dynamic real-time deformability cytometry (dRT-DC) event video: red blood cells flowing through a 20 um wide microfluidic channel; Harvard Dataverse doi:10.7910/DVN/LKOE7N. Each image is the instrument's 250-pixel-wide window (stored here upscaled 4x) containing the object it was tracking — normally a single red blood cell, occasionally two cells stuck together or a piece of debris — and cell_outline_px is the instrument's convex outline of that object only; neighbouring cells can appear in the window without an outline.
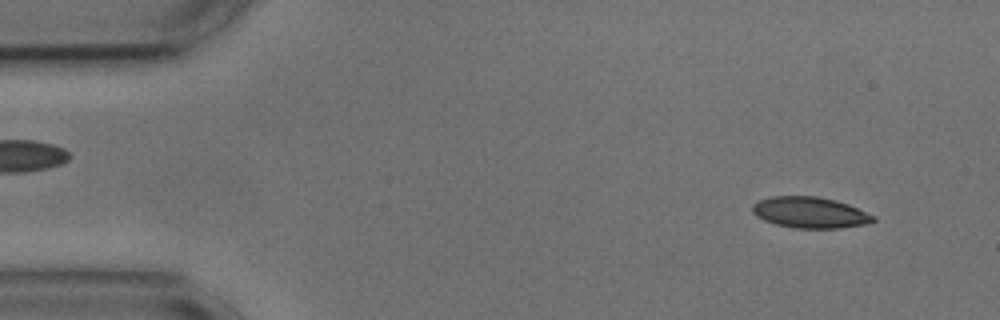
{"species": "common noctule bat (a hibernating species)", "species_latin": "Nyctalus noctula", "temperature_condition": "cold", "stored_images_in_passage": 53, "camera_frame_rate_fps": 3000, "um_per_image_px": 0.085, "animal": {"sex": "male", "body_mass_g": 17.9, "forearm_length_mm": 54.2}, "frame": {"image": 1, "passage_image": 4, "time_ms": 1.0, "image_size_px": [1000, 320], "cell_outline_px": [[876, 220], [868, 224], [840, 228], [792, 228], [776, 224], [764, 220], [756, 216], [752, 212], [752, 204], [756, 200], [772, 196], [816, 196], [836, 200], [848, 204], [876, 216]], "centroid_in_image_um": [68.84, 18.06], "position_along_channel_um": 16.2, "area_um2": 22.14}}
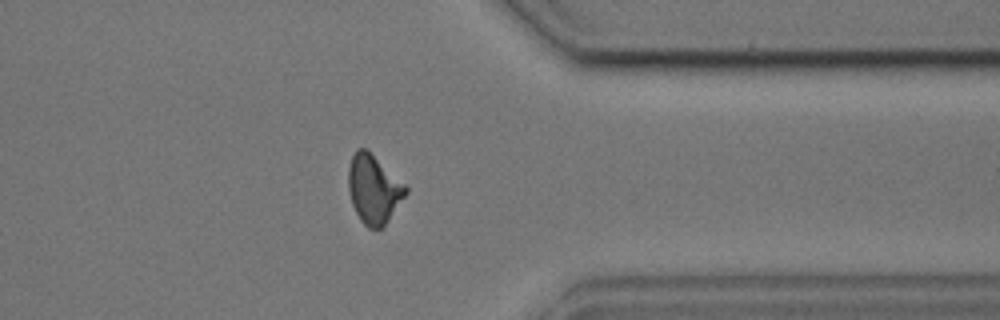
{"frame": {"image": 2, "passage_image": 42, "time_ms": 13.667, "image_size_px": [1000, 320], "cell_outline_px": [[408, 192], [388, 220], [380, 228], [368, 228], [360, 220], [352, 204], [348, 192], [348, 168], [352, 156], [356, 148], [368, 148], [408, 188]], "centroid_in_image_um": [31.74, 16.04], "position_along_channel_um": 379.7, "area_um2": 22.95}}
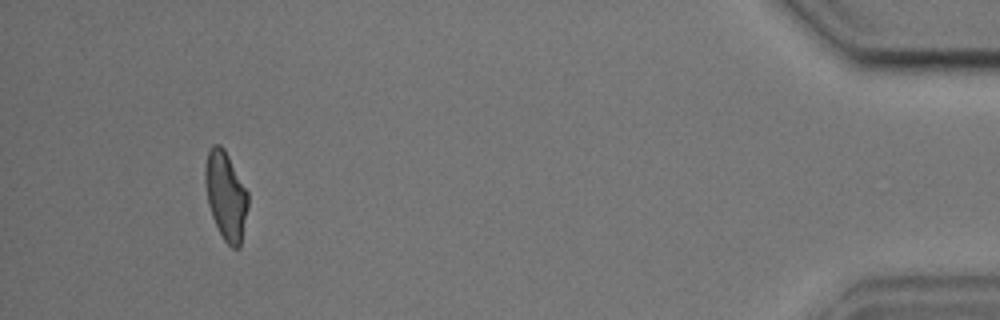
{"frame": {"image": 3, "passage_image": 50, "time_ms": 16.333, "image_size_px": [1000, 320], "cell_outline_px": [[248, 208], [240, 248], [232, 248], [224, 240], [212, 216], [208, 204], [204, 180], [204, 168], [208, 152], [212, 144], [220, 144], [224, 148], [248, 192]], "centroid_in_image_um": [19.19, 16.62], "position_along_channel_um": 416.0, "area_um2": 22.08}, "authors_computed_cell_mechanics": {"area_um2": 22.253, "velocity_mm_per_s": 3.6543, "shape_relaxation_time_tau1_ms": 4.9979, "shape_relaxation_time_tau2_ms": 2.0597, "deformation_change_tau1": 0.1574, "deformation_change_tau2": 0.086}}